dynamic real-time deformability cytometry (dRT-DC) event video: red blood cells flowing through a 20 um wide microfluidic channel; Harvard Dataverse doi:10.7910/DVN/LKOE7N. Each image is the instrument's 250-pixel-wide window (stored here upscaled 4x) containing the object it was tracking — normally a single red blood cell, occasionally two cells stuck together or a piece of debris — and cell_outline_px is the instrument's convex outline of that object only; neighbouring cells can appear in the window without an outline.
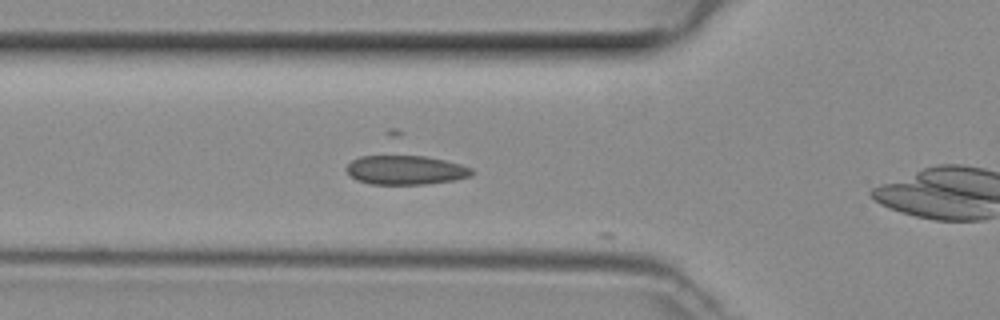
{"species": "common noctule bat (a hibernating species)", "species_latin": "Nyctalus noctula", "temperature_condition": "room temperature", "stored_images_in_passage": 6, "camera_frame_rate_fps": 3000, "um_per_image_px": 0.085, "animal": {"sex": "female", "body_mass_g": 29.2, "forearm_length_mm": 56.3}, "frame": {"image": 1, "passage_image": 5, "time_ms": 1.333, "image_size_px": [1000, 320], "cell_outline_px": [[476, 172], [472, 176], [456, 180], [424, 184], [368, 184], [356, 180], [348, 172], [348, 164], [352, 160], [360, 156], [392, 152], [424, 156], [444, 160], [460, 164], [472, 168]], "centroid_in_image_um": [34.48, 14.41], "position_along_channel_um": 91.3, "area_um2": 22.2}}